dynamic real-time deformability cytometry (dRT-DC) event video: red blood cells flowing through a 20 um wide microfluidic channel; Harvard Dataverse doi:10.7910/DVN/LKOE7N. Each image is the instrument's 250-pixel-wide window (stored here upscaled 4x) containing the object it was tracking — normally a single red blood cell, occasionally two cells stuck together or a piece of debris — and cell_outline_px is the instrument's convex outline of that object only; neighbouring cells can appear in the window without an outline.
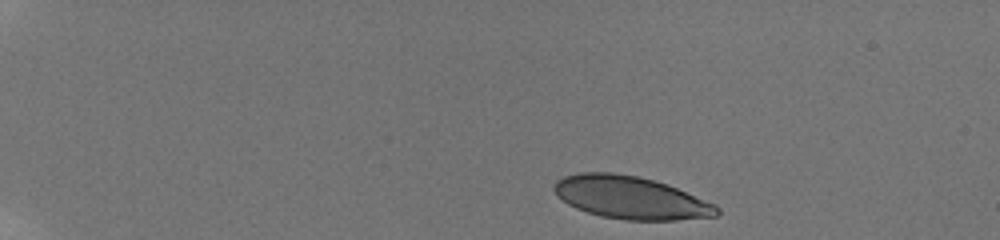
{"species": "human", "species_latin": "Homo sapiens", "temperature_condition": "room temperature", "stored_images_in_passage": 7, "camera_frame_rate_fps": 3000, "um_per_image_px": 0.085, "donor": {"sex": "male"}, "frame": {"image": 1, "passage_image": 1, "time_ms": 0.0, "image_size_px": [1000, 240], "cell_outline_px": [[720, 212], [716, 216], [676, 220], [624, 220], [600, 216], [576, 208], [568, 204], [556, 196], [552, 188], [552, 184], [556, 180], [564, 176], [580, 172], [612, 172], [636, 176], [668, 184], [716, 204], [720, 208]], "centroid_in_image_um": [53.58, 16.8], "position_along_channel_um": 31.4, "area_um2": 40.75}}
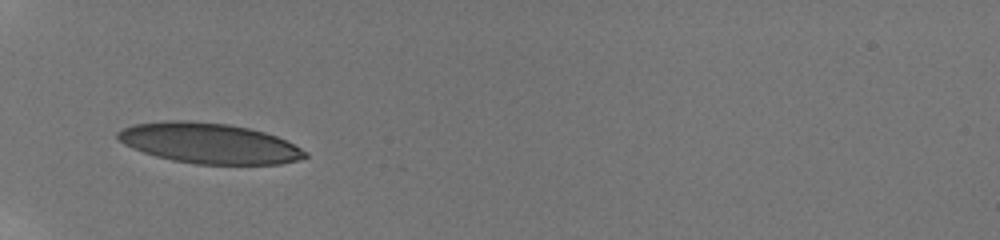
{"frame": {"image": 2, "passage_image": 6, "time_ms": 3.667, "image_size_px": [1000, 240], "cell_outline_px": [[308, 156], [300, 160], [280, 164], [196, 164], [172, 160], [156, 156], [132, 148], [124, 144], [116, 136], [116, 132], [132, 124], [168, 120], [188, 120], [228, 124], [248, 128], [264, 132], [276, 136], [308, 152]], "centroid_in_image_um": [17.76, 12.17], "position_along_channel_um": 67.2, "area_um2": 44.04}}